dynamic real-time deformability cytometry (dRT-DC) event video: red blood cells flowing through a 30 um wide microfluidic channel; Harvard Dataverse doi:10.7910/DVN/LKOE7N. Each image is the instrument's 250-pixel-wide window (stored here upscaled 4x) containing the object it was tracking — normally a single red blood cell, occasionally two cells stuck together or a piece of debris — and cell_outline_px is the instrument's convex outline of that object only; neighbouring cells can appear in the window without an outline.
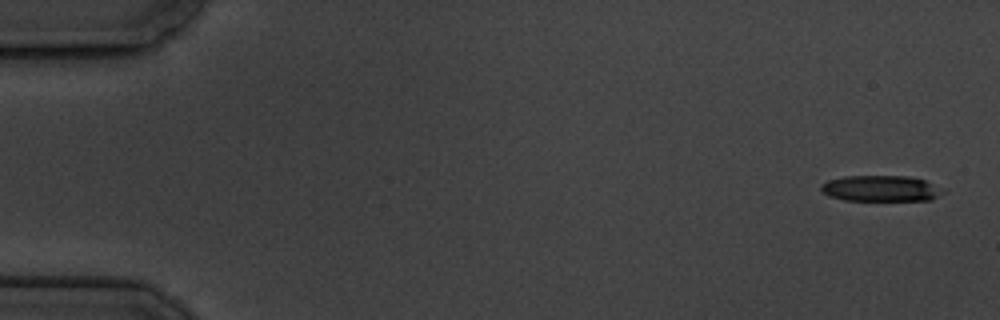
{"species": "common noctule bat (a hibernating species)", "species_latin": "Nyctalus noctula", "temperature_condition": "cold", "stored_images_in_passage": 10, "camera_frame_rate_fps": 3000, "um_per_image_px": 0.085, "animal": {"sex": "male", "body_mass_g": 19.5, "forearm_length_mm": 54.6}, "frame": {"image": 1, "passage_image": 1, "time_ms": 0.0, "image_size_px": [1000, 320], "cell_outline_px": [[948, 192], [932, 200], [844, 200], [828, 196], [820, 188], [820, 184], [828, 180], [844, 176], [908, 176], [924, 180], [944, 188]], "centroid_in_image_um": [74.92, 16.02], "position_along_channel_um": 10.1, "area_um2": 18.67}}
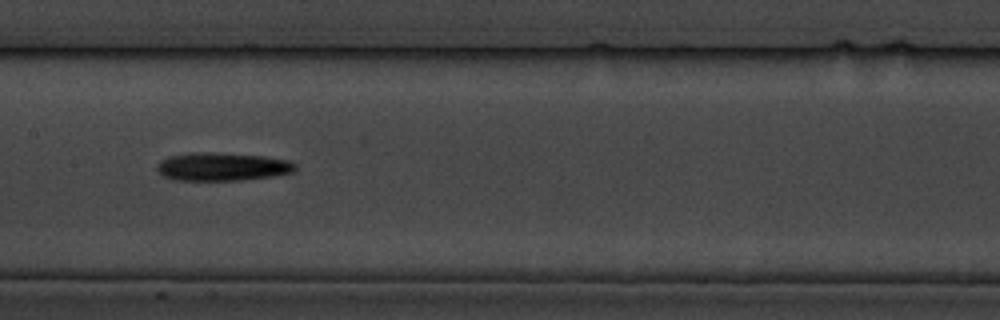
{"frame": {"image": 2, "passage_image": 9, "time_ms": 9.0, "image_size_px": [1000, 320], "cell_outline_px": [[296, 168], [292, 172], [272, 176], [244, 180], [172, 180], [164, 176], [156, 168], [156, 164], [160, 160], [168, 156], [192, 152], [212, 152], [264, 156], [288, 160], [296, 164]], "centroid_in_image_um": [18.86, 14.16], "position_along_channel_um": 188.5, "area_um2": 22.83}}
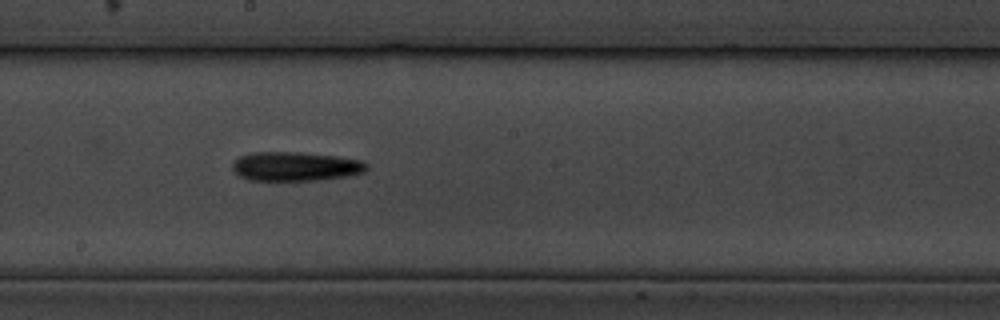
{"frame": {"image": 3, "passage_image": 10, "time_ms": 10.0, "image_size_px": [1000, 320], "cell_outline_px": [[368, 168], [364, 172], [348, 176], [316, 180], [248, 180], [240, 176], [232, 168], [232, 164], [240, 156], [252, 152], [300, 152], [340, 156], [364, 160], [368, 164]], "centroid_in_image_um": [25.17, 14.13], "position_along_channel_um": 223.0, "area_um2": 22.95}}